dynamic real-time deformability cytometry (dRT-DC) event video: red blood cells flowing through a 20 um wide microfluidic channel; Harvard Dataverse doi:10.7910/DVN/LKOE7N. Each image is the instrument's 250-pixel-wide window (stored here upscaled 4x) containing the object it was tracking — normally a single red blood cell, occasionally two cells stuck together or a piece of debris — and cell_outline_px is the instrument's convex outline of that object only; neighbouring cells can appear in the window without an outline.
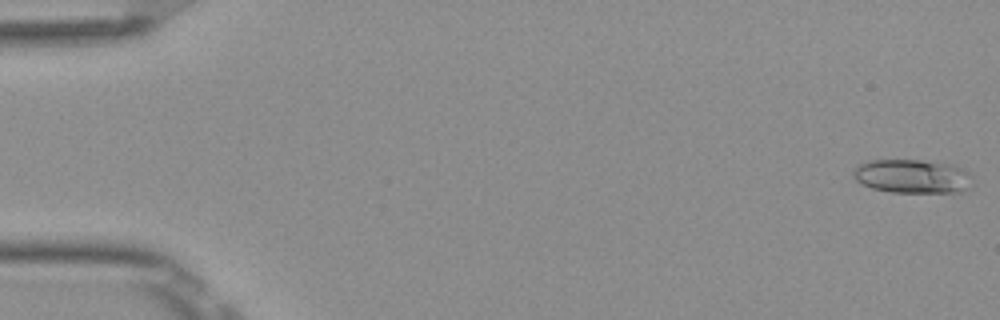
{"species": "Egyptian fruit bat (a non-hibernating species)", "species_latin": "Rousettus aegyptiacus", "temperature_condition": "room temperature", "stored_images_in_passage": 52, "camera_frame_rate_fps": 3000, "um_per_image_px": 0.085, "frame": {"image": 1, "passage_image": 1, "time_ms": 0.0, "image_size_px": [1000, 320], "cell_outline_px": [[972, 176], [968, 188], [960, 192], [892, 192], [872, 188], [856, 180], [852, 176], [852, 172], [860, 164], [868, 160], [920, 160], [952, 164], [968, 172]], "centroid_in_image_um": [77.54, 14.98], "position_along_channel_um": 7.5, "area_um2": 23.35}}
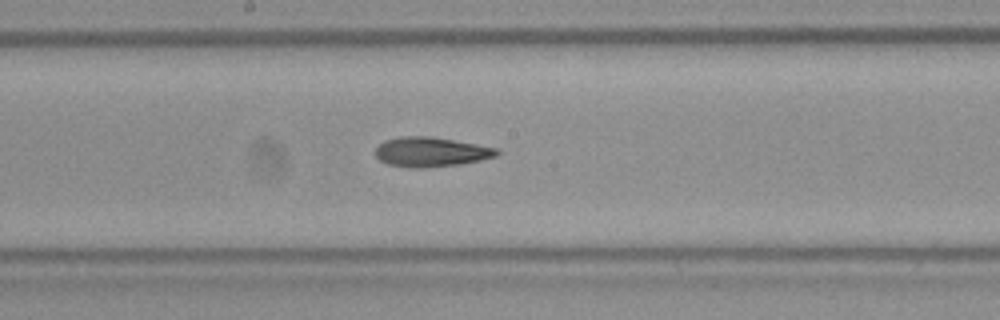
{"frame": {"image": 2, "passage_image": 28, "time_ms": 9.0, "image_size_px": [1000, 320], "cell_outline_px": [[500, 152], [496, 156], [480, 160], [460, 164], [424, 168], [412, 168], [388, 164], [380, 160], [376, 156], [376, 148], [384, 140], [400, 136], [432, 136], [476, 144], [496, 148]], "centroid_in_image_um": [36.61, 12.91], "position_along_channel_um": 211.6, "area_um2": 20.92}}
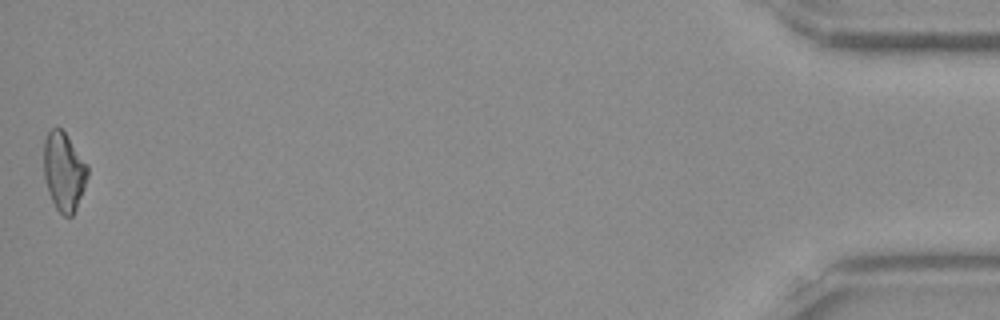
{"frame": {"image": 3, "passage_image": 52, "time_ms": 17.0, "image_size_px": [1000, 320], "cell_outline_px": [[88, 176], [84, 188], [76, 208], [72, 216], [64, 216], [56, 208], [48, 192], [44, 180], [44, 140], [48, 132], [52, 128], [60, 128], [64, 132], [88, 164]], "centroid_in_image_um": [5.43, 14.58], "position_along_channel_um": 429.8, "area_um2": 20.0}, "authors_computed_cell_mechanics": {"area_um2": 20.4034, "velocity_mm_per_s": 3.9013, "shape_relaxation_time_tau1_ms": 5.6914, "shape_relaxation_time_tau2_ms": 5.3088, "deformation_change_tau1": 0.1653, "deformation_change_tau2": 0.1503}}